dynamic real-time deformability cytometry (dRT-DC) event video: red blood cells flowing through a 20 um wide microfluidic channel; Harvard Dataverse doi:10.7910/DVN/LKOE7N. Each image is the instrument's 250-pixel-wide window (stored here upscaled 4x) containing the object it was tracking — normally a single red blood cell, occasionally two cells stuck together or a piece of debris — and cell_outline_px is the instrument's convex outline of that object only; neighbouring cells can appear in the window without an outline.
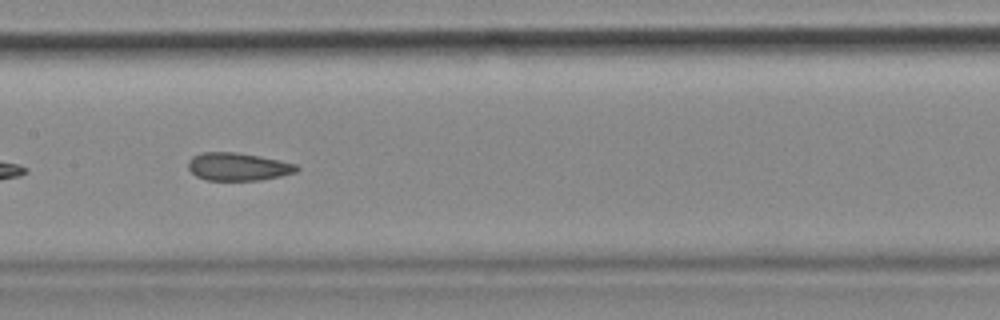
{"species": "common noctule bat (a hibernating species)", "species_latin": "Nyctalus noctula", "temperature_condition": "cold", "stored_images_in_passage": 40, "camera_frame_rate_fps": 3000, "um_per_image_px": 0.085, "animal": {"sex": "female", "body_mass_g": 18.4}, "frame": {"image": 1, "passage_image": 12, "time_ms": 3.667, "image_size_px": [1000, 320], "cell_outline_px": [[300, 168], [296, 172], [280, 176], [260, 180], [204, 180], [196, 176], [188, 168], [188, 160], [192, 156], [200, 152], [236, 152], [260, 156], [280, 160], [296, 164]], "centroid_in_image_um": [20.21, 14.16], "position_along_channel_um": 187.2, "area_um2": 17.74}, "authors_computed_cell_mechanics": {"area_um2": 18.1492, "velocity_mm_per_s": 3.6599, "shape_relaxation_time_tau1_ms": null, "shape_relaxation_time_tau2_ms": 2.2942, "deformation_change_tau1": null, "deformation_change_tau2": 0.1018}}